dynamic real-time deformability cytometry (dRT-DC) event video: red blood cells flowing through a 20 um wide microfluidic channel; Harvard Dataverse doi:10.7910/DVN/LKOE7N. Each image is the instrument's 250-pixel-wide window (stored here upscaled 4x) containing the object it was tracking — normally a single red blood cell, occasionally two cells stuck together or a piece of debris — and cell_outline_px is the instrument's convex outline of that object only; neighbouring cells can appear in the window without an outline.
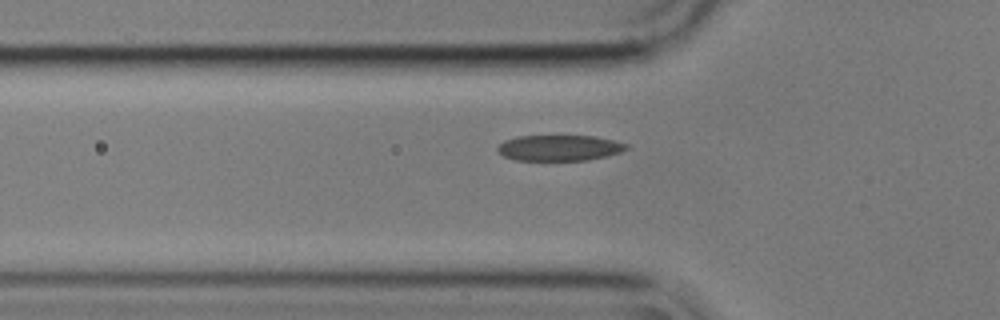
{"species": "common noctule bat (a hibernating species)", "species_latin": "Nyctalus noctula", "temperature_condition": "cold", "stored_images_in_passage": 36, "camera_frame_rate_fps": 3000, "um_per_image_px": 0.085, "animal": {"sex": "male", "body_mass_g": 17.9}, "frame": {"image": 1, "passage_image": 4, "time_ms": 1.0, "image_size_px": [1000, 320], "cell_outline_px": [[628, 148], [620, 152], [608, 156], [588, 160], [516, 160], [504, 156], [496, 148], [504, 140], [516, 136], [596, 136], [628, 144]], "centroid_in_image_um": [47.55, 12.57], "position_along_channel_um": 78.2, "area_um2": 19.31}}
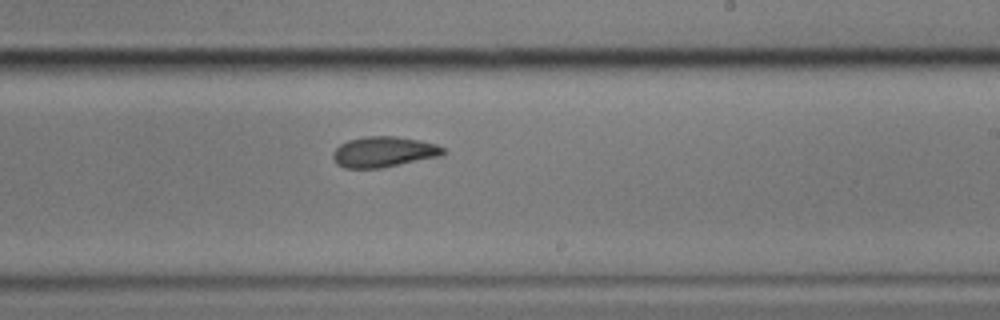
{"frame": {"image": 2, "passage_image": 19, "time_ms": 6.0, "image_size_px": [1000, 320], "cell_outline_px": [[448, 152], [440, 156], [384, 168], [344, 168], [336, 164], [332, 160], [332, 152], [340, 144], [348, 140], [364, 136], [396, 136], [420, 140], [436, 144], [444, 148]], "centroid_in_image_um": [32.6, 12.91], "position_along_channel_um": 256.4, "area_um2": 20.0}}
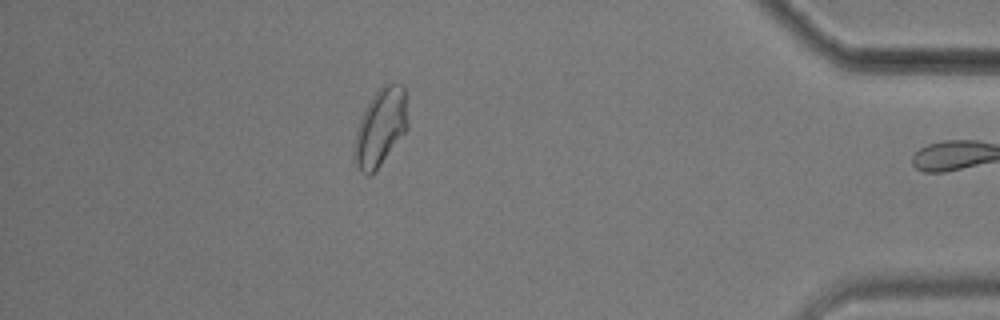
{"frame": {"image": 3, "passage_image": 35, "time_ms": 11.333, "image_size_px": [1000, 320], "cell_outline_px": [[408, 128], [380, 164], [368, 176], [364, 176], [356, 168], [352, 160], [352, 152], [356, 128], [372, 96], [384, 84], [400, 84], [404, 88], [408, 124]], "centroid_in_image_um": [32.29, 10.87], "position_along_channel_um": 402.9, "area_um2": 23.99}, "authors_computed_cell_mechanics": {"area_um2": 19.9988, "velocity_mm_per_s": 3.5568, "shape_relaxation_time_tau1_ms": 3.8849, "shape_relaxation_time_tau2_ms": 2.6743, "deformation_change_tau1": 0.1168, "deformation_change_tau2": 0.0824}}